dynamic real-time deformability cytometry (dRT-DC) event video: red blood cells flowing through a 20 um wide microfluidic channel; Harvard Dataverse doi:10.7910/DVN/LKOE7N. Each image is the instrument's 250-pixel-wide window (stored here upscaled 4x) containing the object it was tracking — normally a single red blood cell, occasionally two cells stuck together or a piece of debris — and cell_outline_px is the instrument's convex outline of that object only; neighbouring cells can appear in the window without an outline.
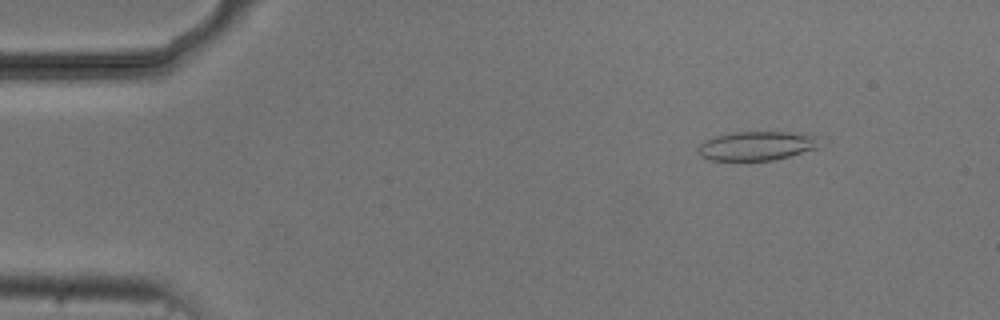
{"species": "common noctule bat (a hibernating species)", "species_latin": "Nyctalus noctula", "temperature_condition": "cold", "stored_images_in_passage": 53, "camera_frame_rate_fps": 3000, "um_per_image_px": 0.085, "animal": {"sex": "male", "body_mass_g": 20.5, "forearm_length_mm": 52.5}, "frame": {"image": 1, "passage_image": 6, "time_ms": 1.667, "image_size_px": [1000, 320], "cell_outline_px": [[820, 148], [772, 160], [712, 160], [700, 156], [696, 152], [696, 148], [704, 140], [716, 136], [732, 132], [788, 132], [820, 136]], "centroid_in_image_um": [64.33, 12.39], "position_along_channel_um": 20.7, "area_um2": 20.75}}
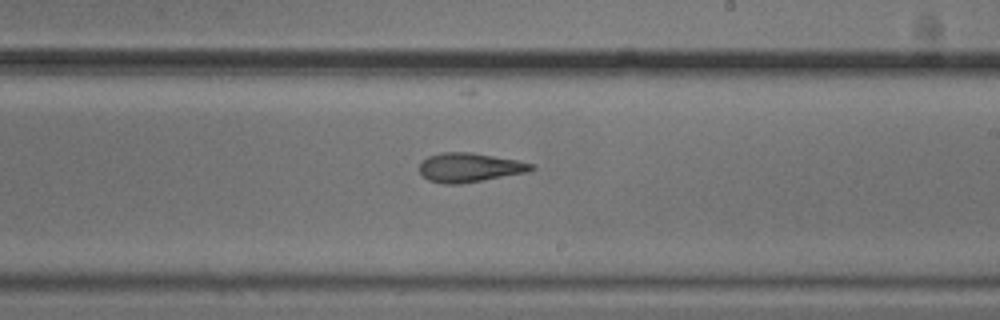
{"frame": {"image": 2, "passage_image": 31, "time_ms": 10.0, "image_size_px": [1000, 320], "cell_outline_px": [[536, 168], [528, 172], [460, 184], [444, 184], [428, 180], [420, 172], [420, 164], [428, 156], [440, 152], [472, 152], [516, 160], [532, 164]], "centroid_in_image_um": [39.9, 14.23], "position_along_channel_um": 249.1, "area_um2": 18.9}}
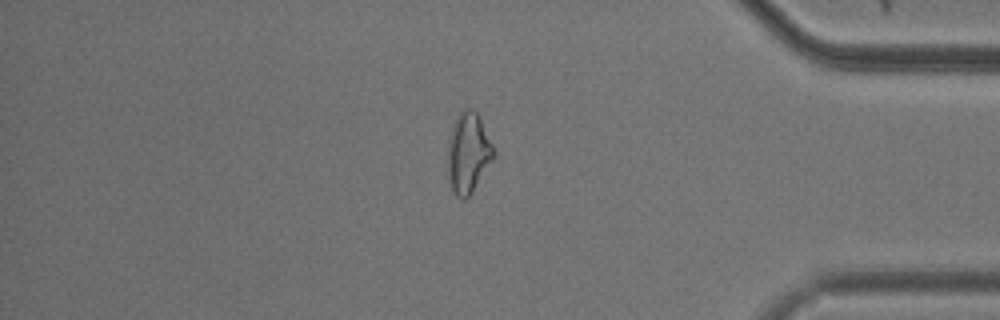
{"frame": {"image": 3, "passage_image": 45, "time_ms": 14.667, "image_size_px": [1000, 320], "cell_outline_px": [[496, 156], [472, 192], [464, 200], [456, 196], [448, 180], [448, 140], [452, 124], [456, 116], [464, 108], [472, 108], [480, 116], [496, 152]], "centroid_in_image_um": [39.81, 12.97], "position_along_channel_um": 395.4, "area_um2": 21.85}, "authors_computed_cell_mechanics": {"area_um2": 20.519, "velocity_mm_per_s": 3.7279, "shape_relaxation_time_tau1_ms": null, "shape_relaxation_time_tau2_ms": 3.1215, "deformation_change_tau1": null, "deformation_change_tau2": 0.1328}}